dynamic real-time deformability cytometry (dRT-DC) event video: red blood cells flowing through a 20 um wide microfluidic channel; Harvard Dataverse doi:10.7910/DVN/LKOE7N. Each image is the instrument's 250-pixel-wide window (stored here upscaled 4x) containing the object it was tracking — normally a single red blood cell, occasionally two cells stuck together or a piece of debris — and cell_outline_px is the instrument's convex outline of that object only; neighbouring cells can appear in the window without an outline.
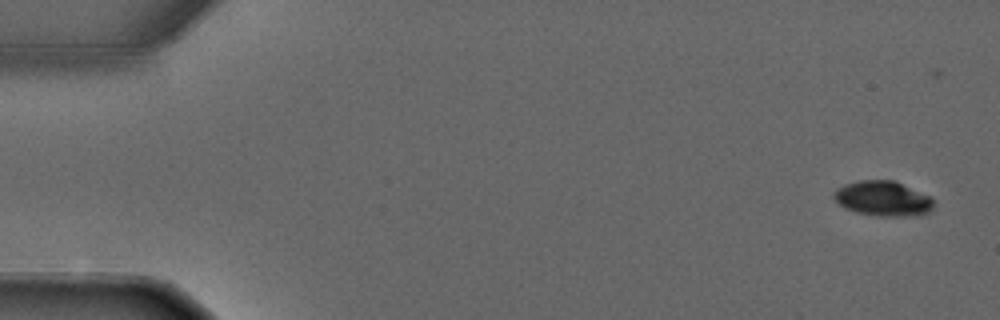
{"species": "common noctule bat (a hibernating species)", "species_latin": "Nyctalus noctula", "temperature_condition": "warm", "stored_images_in_passage": 3, "camera_frame_rate_fps": 3000, "um_per_image_px": 0.085, "animal": {"sex": "male", "forearm_length_mm": 52.5}, "frame": {"image": 1, "passage_image": 1, "time_ms": 0.0, "image_size_px": [1000, 320], "cell_outline_px": [[932, 208], [924, 216], [876, 216], [856, 212], [844, 208], [832, 196], [832, 192], [836, 188], [844, 184], [860, 180], [892, 180], [932, 196]], "centroid_in_image_um": [75.04, 16.88], "position_along_channel_um": 10.0, "area_um2": 20.58}}
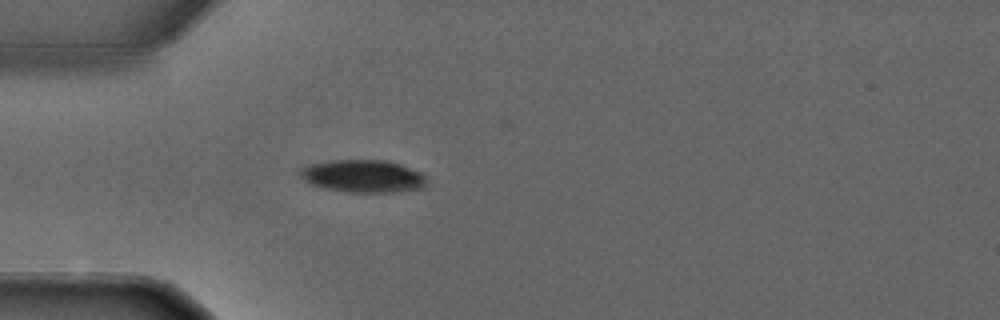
{"frame": {"image": 2, "passage_image": 3, "time_ms": 3.667, "image_size_px": [1000, 320], "cell_outline_px": [[428, 180], [424, 188], [400, 192], [348, 192], [324, 188], [312, 184], [304, 180], [300, 176], [300, 168], [312, 164], [328, 160], [384, 160], [400, 164], [420, 172]], "centroid_in_image_um": [30.88, 14.98], "position_along_channel_um": 54.1, "area_um2": 24.1}}